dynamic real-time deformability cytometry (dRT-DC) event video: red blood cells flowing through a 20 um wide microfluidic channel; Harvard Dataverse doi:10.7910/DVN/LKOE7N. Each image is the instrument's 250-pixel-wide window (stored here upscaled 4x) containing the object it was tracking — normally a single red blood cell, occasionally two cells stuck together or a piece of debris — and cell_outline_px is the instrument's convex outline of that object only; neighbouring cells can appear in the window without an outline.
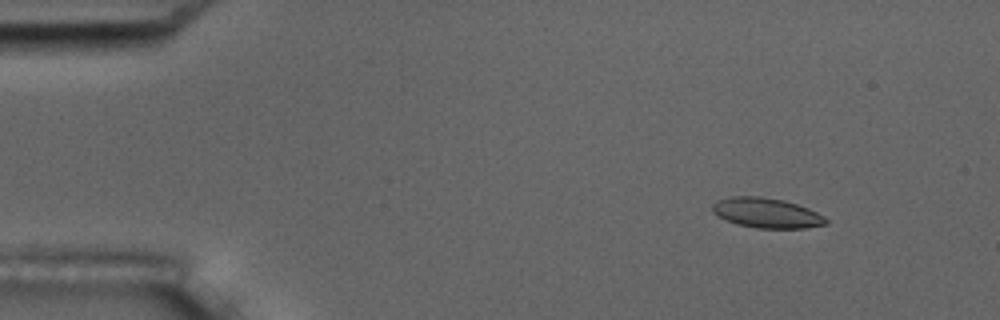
{"species": "common noctule bat (a hibernating species)", "species_latin": "Nyctalus noctula", "temperature_condition": "room temperature", "stored_images_in_passage": 4, "camera_frame_rate_fps": 3000, "um_per_image_px": 0.085, "animal": {"sex": "male", "body_mass_g": 17.5, "forearm_length_mm": 52.3}, "frame": {"image": 1, "passage_image": 2, "time_ms": 1.333, "image_size_px": [1000, 320], "cell_outline_px": [[828, 224], [804, 228], [756, 228], [736, 224], [712, 212], [712, 204], [716, 200], [732, 196], [760, 196], [784, 200], [808, 208], [824, 216], [828, 220]], "centroid_in_image_um": [65.16, 18.09], "position_along_channel_um": 19.8, "area_um2": 19.83}}
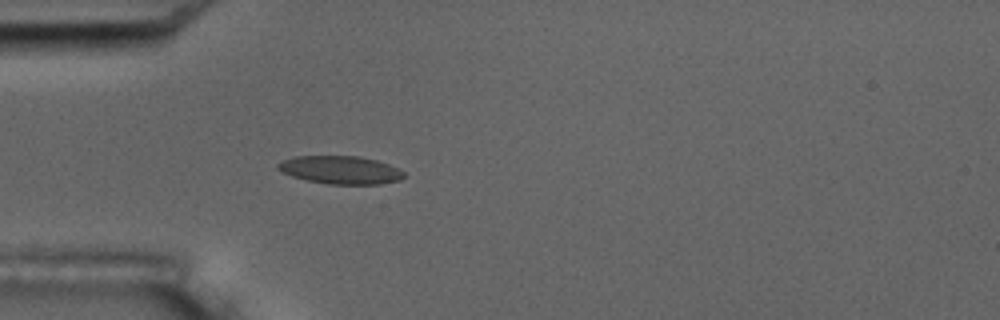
{"frame": {"image": 2, "passage_image": 4, "time_ms": 4.667, "image_size_px": [1000, 320], "cell_outline_px": [[404, 176], [400, 180], [380, 184], [328, 184], [308, 180], [292, 176], [280, 172], [276, 168], [276, 164], [284, 160], [296, 156], [360, 156], [376, 160], [388, 164], [404, 172]], "centroid_in_image_um": [28.91, 14.44], "position_along_channel_um": 56.1, "area_um2": 20.52}}